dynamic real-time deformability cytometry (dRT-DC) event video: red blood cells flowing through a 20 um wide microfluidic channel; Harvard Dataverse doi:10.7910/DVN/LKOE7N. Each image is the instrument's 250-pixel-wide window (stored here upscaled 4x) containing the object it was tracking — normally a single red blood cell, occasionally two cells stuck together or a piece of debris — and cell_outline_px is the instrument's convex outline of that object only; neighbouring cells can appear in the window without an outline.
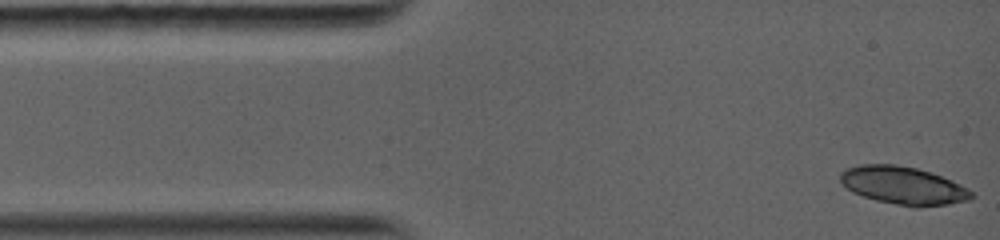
{"species": "common noctule bat (a hibernating species)", "species_latin": "Nyctalus noctula", "temperature_condition": "warm", "stored_images_in_passage": 5, "camera_frame_rate_fps": 5000, "um_per_image_px": 0.085, "animal": {"sex": "female", "body_mass_g": 19.0, "forearm_length_mm": 56.7}, "frame": {"image": 1, "passage_image": 1, "time_ms": 0.0, "image_size_px": [1000, 240], "cell_outline_px": [[972, 196], [968, 200], [920, 208], [912, 208], [876, 200], [852, 192], [840, 180], [840, 172], [848, 168], [860, 164], [896, 164], [916, 168], [932, 172], [972, 192]], "centroid_in_image_um": [76.71, 15.77], "position_along_channel_um": 8.3, "area_um2": 28.55}}